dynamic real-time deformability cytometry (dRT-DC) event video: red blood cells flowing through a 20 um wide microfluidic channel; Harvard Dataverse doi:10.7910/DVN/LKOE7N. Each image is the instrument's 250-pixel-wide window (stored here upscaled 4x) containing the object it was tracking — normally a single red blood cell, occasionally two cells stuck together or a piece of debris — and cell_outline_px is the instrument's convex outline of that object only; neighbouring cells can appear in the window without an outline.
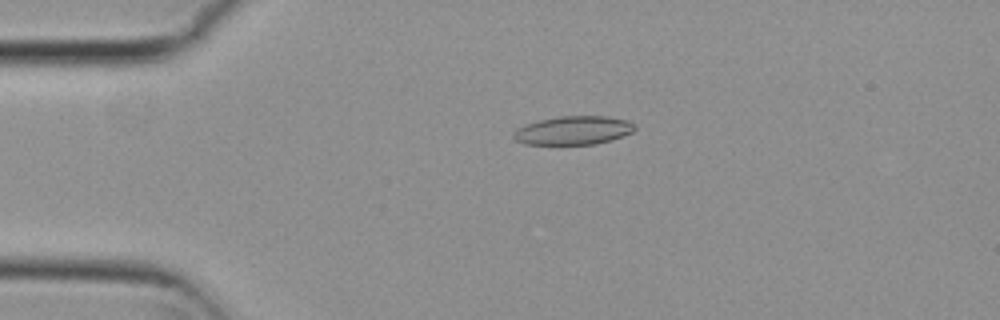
{"species": "common noctule bat (a hibernating species)", "species_latin": "Nyctalus noctula", "temperature_condition": "cold", "stored_images_in_passage": 54, "camera_frame_rate_fps": 3000, "um_per_image_px": 0.085, "animal": {"sex": "female", "body_mass_g": 29.2, "forearm_length_mm": 56.3}, "frame": {"image": 1, "passage_image": 12, "time_ms": 3.667, "image_size_px": [1000, 320], "cell_outline_px": [[636, 128], [632, 132], [612, 140], [596, 144], [524, 144], [516, 140], [512, 136], [512, 132], [516, 128], [524, 124], [536, 120], [560, 116], [608, 116], [628, 120], [636, 124]], "centroid_in_image_um": [48.72, 11.07], "position_along_channel_um": 36.3, "area_um2": 20.52}}
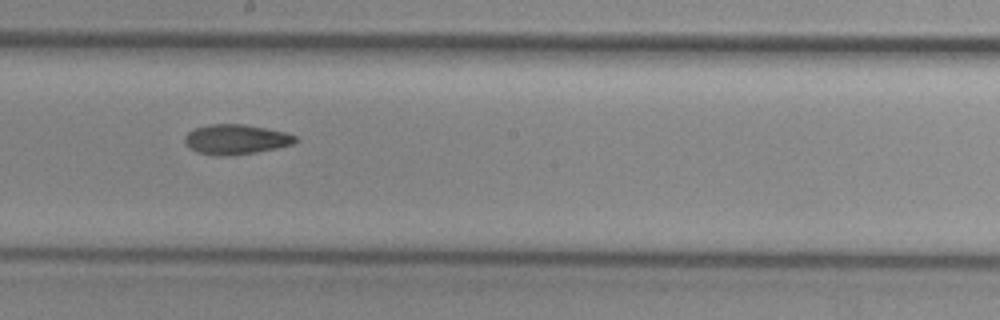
{"frame": {"image": 2, "passage_image": 30, "time_ms": 9.667, "image_size_px": [1000, 320], "cell_outline_px": [[296, 140], [292, 144], [276, 148], [256, 152], [224, 156], [216, 156], [196, 152], [188, 148], [184, 140], [184, 136], [188, 132], [196, 128], [208, 124], [244, 124], [284, 132], [296, 136]], "centroid_in_image_um": [19.99, 11.85], "position_along_channel_um": 228.2, "area_um2": 19.19}}
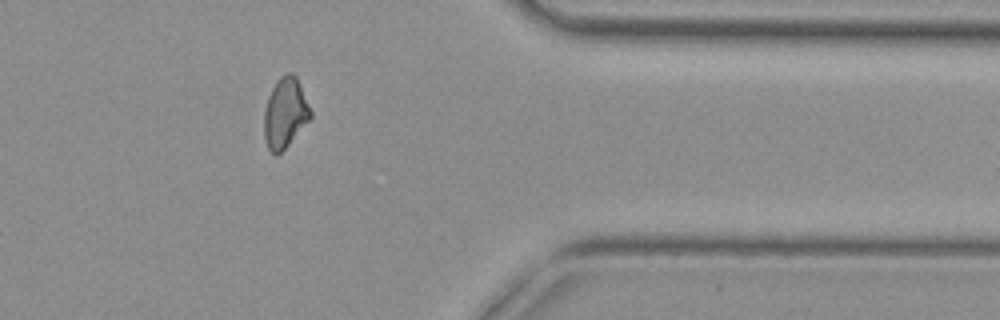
{"frame": {"image": 3, "passage_image": 44, "time_ms": 14.333, "image_size_px": [1000, 320], "cell_outline_px": [[312, 116], [288, 144], [276, 156], [268, 148], [264, 136], [264, 112], [268, 96], [276, 80], [280, 76], [288, 72], [292, 72], [296, 76], [300, 84], [312, 112]], "centroid_in_image_um": [24.23, 9.56], "position_along_channel_um": 387.2, "area_um2": 18.79}, "authors_computed_cell_mechanics": {"area_um2": 19.3341, "velocity_mm_per_s": 3.8024, "shape_relaxation_time_tau1_ms": null, "shape_relaxation_time_tau2_ms": 9.3308, "deformation_change_tau1": null, "deformation_change_tau2": 0.1607}}